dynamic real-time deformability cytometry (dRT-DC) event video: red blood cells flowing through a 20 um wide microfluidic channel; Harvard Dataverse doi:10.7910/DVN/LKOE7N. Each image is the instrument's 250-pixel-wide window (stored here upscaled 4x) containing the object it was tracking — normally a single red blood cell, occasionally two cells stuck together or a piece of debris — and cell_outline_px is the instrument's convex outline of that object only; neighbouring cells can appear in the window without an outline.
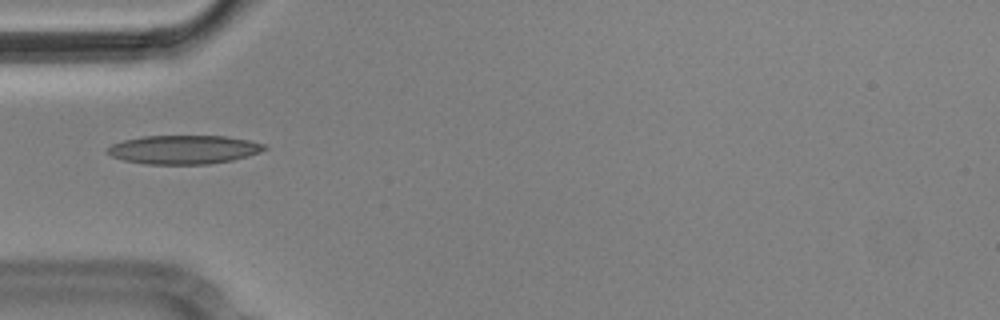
{"species": "Egyptian fruit bat (a non-hibernating species)", "species_latin": "Rousettus aegyptiacus", "temperature_condition": "cold", "stored_images_in_passage": 2, "camera_frame_rate_fps": 3000, "um_per_image_px": 0.085, "animal": {"sex": "male"}, "frame": {"image": 1, "passage_image": 1, "time_ms": 0.0, "image_size_px": [1000, 320], "cell_outline_px": [[268, 148], [260, 152], [248, 156], [232, 160], [208, 164], [148, 164], [124, 160], [112, 156], [104, 152], [112, 144], [124, 140], [144, 136], [224, 136], [248, 140], [264, 144]], "centroid_in_image_um": [15.62, 12.71], "position_along_channel_um": 69.4, "area_um2": 26.18}}